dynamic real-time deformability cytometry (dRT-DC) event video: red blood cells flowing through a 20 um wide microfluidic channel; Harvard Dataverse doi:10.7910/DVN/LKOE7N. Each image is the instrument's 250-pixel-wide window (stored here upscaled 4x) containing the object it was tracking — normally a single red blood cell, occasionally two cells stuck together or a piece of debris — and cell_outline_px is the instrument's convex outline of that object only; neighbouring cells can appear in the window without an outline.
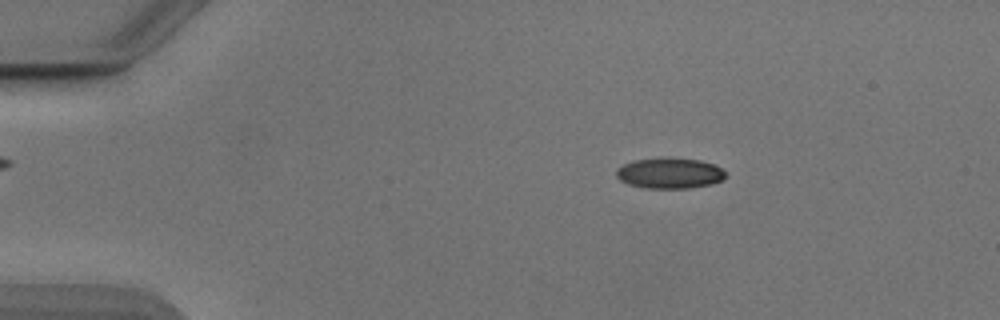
{"species": "Egyptian fruit bat (a non-hibernating species)", "species_latin": "Rousettus aegyptiacus", "temperature_condition": "cold", "stored_images_in_passage": 53, "camera_frame_rate_fps": 3000, "um_per_image_px": 0.085, "animal": {"sex": "male"}, "frame": {"image": 1, "passage_image": 10, "time_ms": 3.0, "image_size_px": [1000, 320], "cell_outline_px": [[724, 176], [720, 180], [712, 184], [688, 188], [644, 188], [628, 184], [620, 180], [616, 176], [616, 168], [632, 160], [700, 160], [712, 164], [720, 168], [724, 172]], "centroid_in_image_um": [56.87, 14.76], "position_along_channel_um": 28.1, "area_um2": 18.73}}
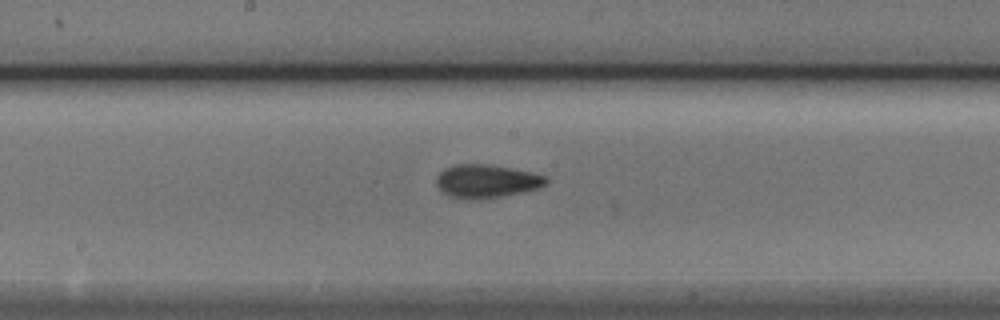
{"frame": {"image": 2, "passage_image": 29, "time_ms": 9.333, "image_size_px": [1000, 320], "cell_outline_px": [[548, 184], [540, 188], [524, 192], [480, 200], [464, 200], [448, 196], [436, 184], [436, 176], [444, 168], [452, 164], [492, 164], [532, 172], [548, 176]], "centroid_in_image_um": [41.37, 15.4], "position_along_channel_um": 206.8, "area_um2": 21.91}}
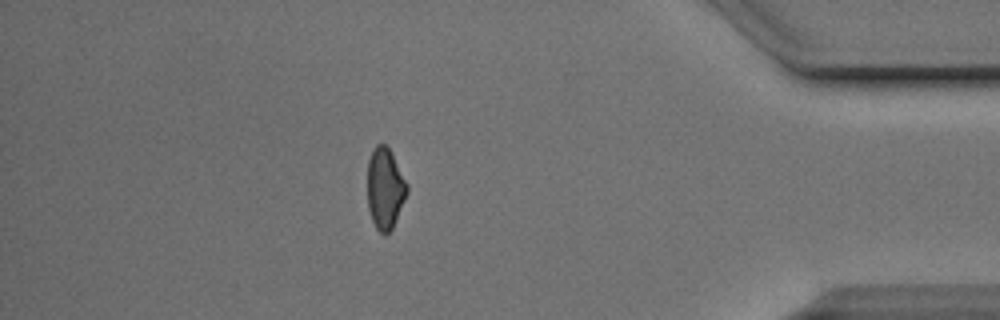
{"frame": {"image": 3, "passage_image": 47, "time_ms": 15.333, "image_size_px": [1000, 320], "cell_outline_px": [[408, 192], [396, 220], [392, 228], [388, 232], [380, 232], [376, 228], [372, 220], [368, 208], [368, 160], [376, 144], [384, 144], [388, 148], [408, 184]], "centroid_in_image_um": [32.73, 16.02], "position_along_channel_um": 402.5, "area_um2": 18.38}, "authors_computed_cell_mechanics": {"area_um2": 19.652, "velocity_mm_per_s": 3.9059, "shape_relaxation_time_tau1_ms": 4.4752, "shape_relaxation_time_tau2_ms": 3.3002, "deformation_change_tau1": 0.1284, "deformation_change_tau2": 0.0807}}